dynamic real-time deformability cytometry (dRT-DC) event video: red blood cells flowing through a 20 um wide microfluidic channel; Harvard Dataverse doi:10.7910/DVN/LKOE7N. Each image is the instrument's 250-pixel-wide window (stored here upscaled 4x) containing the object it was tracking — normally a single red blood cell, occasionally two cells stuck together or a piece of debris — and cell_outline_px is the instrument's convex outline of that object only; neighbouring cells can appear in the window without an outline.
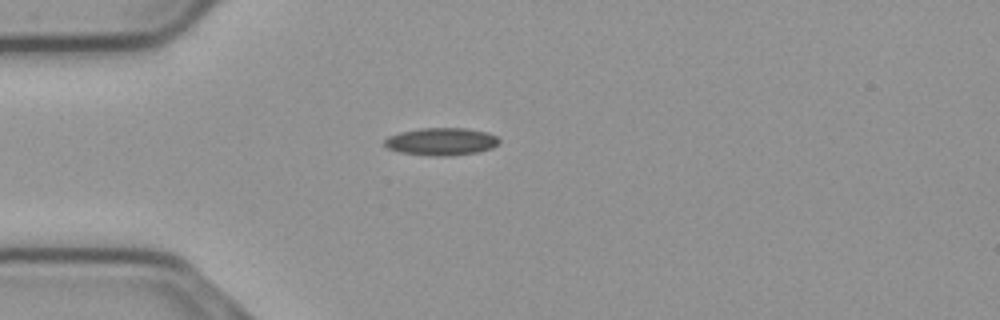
{"species": "common noctule bat (a hibernating species)", "species_latin": "Nyctalus noctula", "temperature_condition": "cold", "stored_images_in_passage": 45, "camera_frame_rate_fps": 3000, "um_per_image_px": 0.085, "animal": {"sex": "male", "body_mass_g": 23.1, "forearm_length_mm": 52.7}, "frame": {"image": 1, "passage_image": 5, "time_ms": 1.333, "image_size_px": [1000, 320], "cell_outline_px": [[500, 140], [492, 148], [476, 152], [444, 156], [440, 156], [400, 152], [388, 148], [384, 144], [384, 140], [388, 136], [400, 132], [420, 128], [464, 128], [488, 132], [496, 136]], "centroid_in_image_um": [37.5, 12.02], "position_along_channel_um": 47.5, "area_um2": 18.15}}
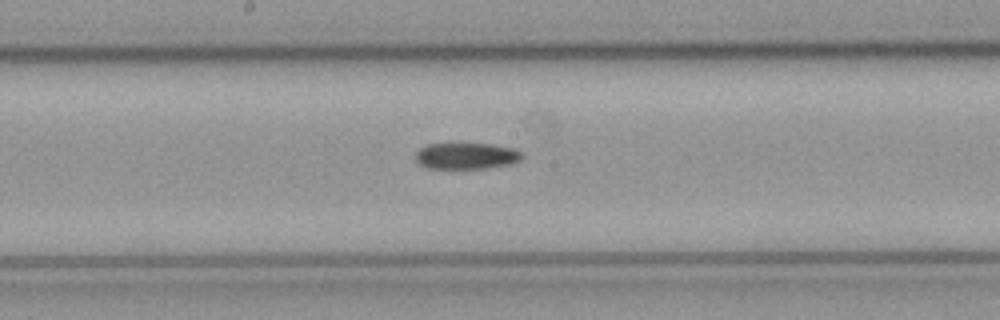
{"frame": {"image": 2, "passage_image": 19, "time_ms": 6.0, "image_size_px": [1000, 320], "cell_outline_px": [[524, 156], [520, 160], [512, 164], [488, 168], [428, 168], [420, 164], [416, 160], [416, 152], [420, 148], [428, 144], [492, 144], [516, 148]], "centroid_in_image_um": [39.69, 13.25], "position_along_channel_um": 208.5, "area_um2": 16.36}}
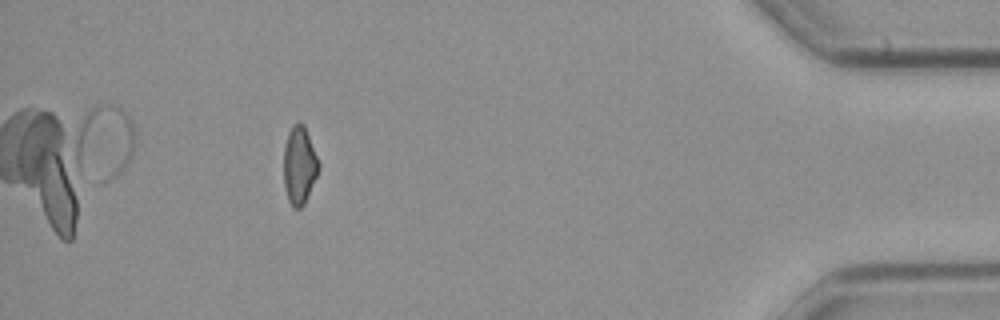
{"frame": {"image": 3, "passage_image": 40, "time_ms": 13.0, "image_size_px": [1000, 320], "cell_outline_px": [[320, 168], [304, 204], [300, 208], [292, 208], [288, 200], [284, 184], [284, 148], [288, 132], [292, 124], [304, 124], [320, 164]], "centroid_in_image_um": [25.44, 14.06], "position_along_channel_um": 409.8, "area_um2": 15.78}}